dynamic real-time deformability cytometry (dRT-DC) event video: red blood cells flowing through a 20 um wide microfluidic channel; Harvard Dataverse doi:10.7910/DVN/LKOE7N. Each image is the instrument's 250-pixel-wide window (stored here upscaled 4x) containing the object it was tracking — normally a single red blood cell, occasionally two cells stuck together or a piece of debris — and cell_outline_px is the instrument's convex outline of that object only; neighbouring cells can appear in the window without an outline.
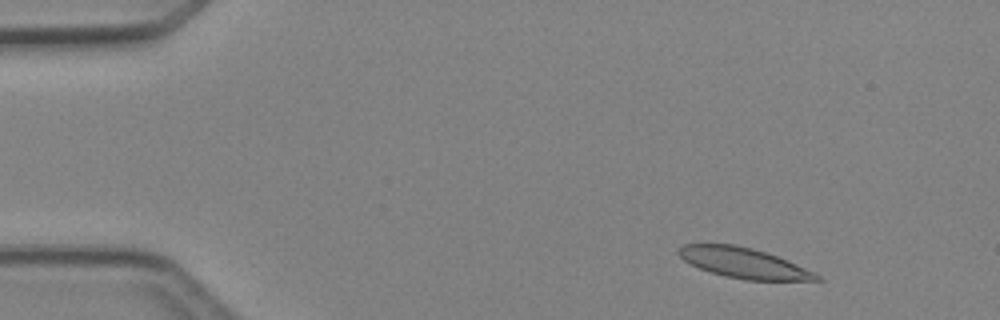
{"species": "Egyptian fruit bat (a non-hibernating species)", "species_latin": "Rousettus aegyptiacus", "temperature_condition": "cold", "stored_images_in_passage": 46, "camera_frame_rate_fps": 3000, "um_per_image_px": 0.085, "animal": {"sex": "female"}, "frame": {"image": 1, "passage_image": 4, "time_ms": 1.0, "image_size_px": [1000, 320], "cell_outline_px": [[824, 280], [744, 280], [724, 276], [700, 268], [684, 260], [676, 252], [676, 248], [684, 244], [732, 244], [752, 248], [776, 256], [796, 264], [820, 276]], "centroid_in_image_um": [63.16, 22.34], "position_along_channel_um": 21.8, "area_um2": 23.99}}
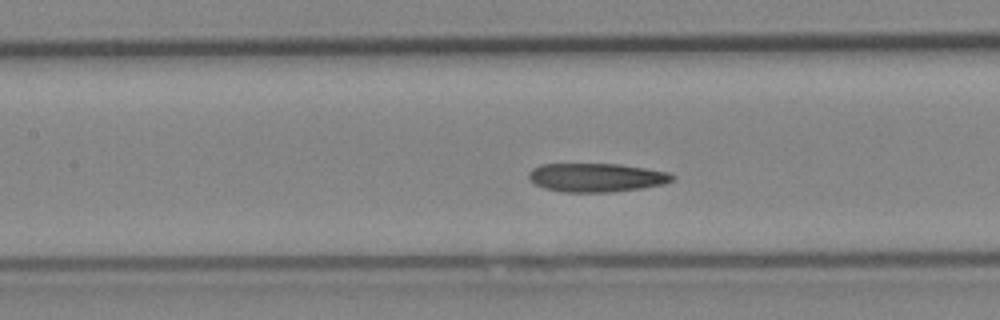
{"frame": {"image": 2, "passage_image": 20, "time_ms": 6.333, "image_size_px": [1000, 320], "cell_outline_px": [[676, 176], [672, 180], [664, 184], [640, 188], [612, 192], [564, 192], [544, 188], [528, 180], [528, 172], [532, 168], [540, 164], [620, 164], [668, 172]], "centroid_in_image_um": [50.66, 15.08], "position_along_channel_um": 156.7, "area_um2": 24.04}}
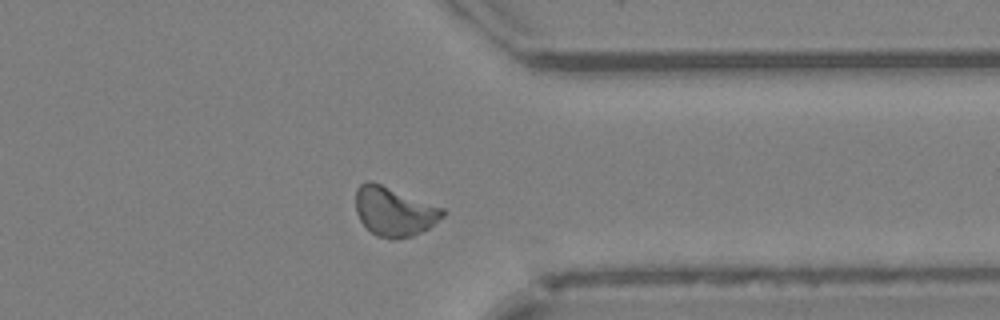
{"frame": {"image": 3, "passage_image": 36, "time_ms": 11.667, "image_size_px": [1000, 320], "cell_outline_px": [[448, 212], [444, 216], [428, 228], [412, 236], [396, 240], [392, 240], [376, 236], [360, 220], [356, 212], [356, 188], [360, 184], [368, 180], [372, 180], [444, 208]], "centroid_in_image_um": [33.5, 17.97], "position_along_channel_um": 377.9, "area_um2": 25.14}, "authors_computed_cell_mechanics": {"area_um2": 24.0448, "velocity_mm_per_s": 4.2116, "shape_relaxation_time_tau1_ms": null, "shape_relaxation_time_tau2_ms": 4.4274, "deformation_change_tau1": null, "deformation_change_tau2": 0.0928}}